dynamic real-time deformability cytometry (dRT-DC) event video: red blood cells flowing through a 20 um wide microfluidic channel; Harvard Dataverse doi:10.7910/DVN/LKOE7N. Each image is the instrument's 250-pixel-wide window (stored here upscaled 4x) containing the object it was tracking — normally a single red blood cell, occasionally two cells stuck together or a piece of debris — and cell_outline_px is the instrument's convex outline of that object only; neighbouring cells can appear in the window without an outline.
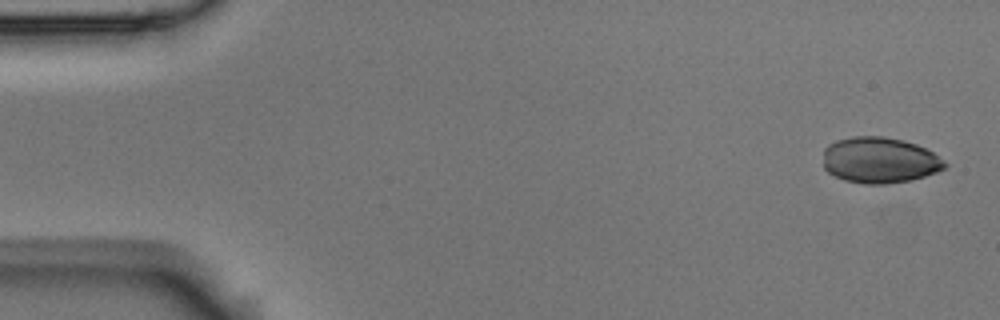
{"species": "Egyptian fruit bat (a non-hibernating species)", "species_latin": "Rousettus aegyptiacus", "temperature_condition": "room temperature", "stored_images_in_passage": 6, "segment_of_instrument_passage": [1, 2], "camera_frame_rate_fps": 3000, "um_per_image_px": 0.085, "animal": {"sex": "male"}, "frame": {"image": 1, "passage_image": 1, "time_ms": 0.0, "image_size_px": [1000, 320], "cell_outline_px": [[948, 164], [944, 168], [936, 172], [912, 180], [884, 184], [864, 184], [844, 180], [828, 172], [824, 168], [824, 148], [828, 144], [836, 140], [852, 136], [884, 136], [904, 140], [916, 144], [932, 152]], "centroid_in_image_um": [74.74, 13.61], "position_along_channel_um": 10.3, "area_um2": 32.66}}